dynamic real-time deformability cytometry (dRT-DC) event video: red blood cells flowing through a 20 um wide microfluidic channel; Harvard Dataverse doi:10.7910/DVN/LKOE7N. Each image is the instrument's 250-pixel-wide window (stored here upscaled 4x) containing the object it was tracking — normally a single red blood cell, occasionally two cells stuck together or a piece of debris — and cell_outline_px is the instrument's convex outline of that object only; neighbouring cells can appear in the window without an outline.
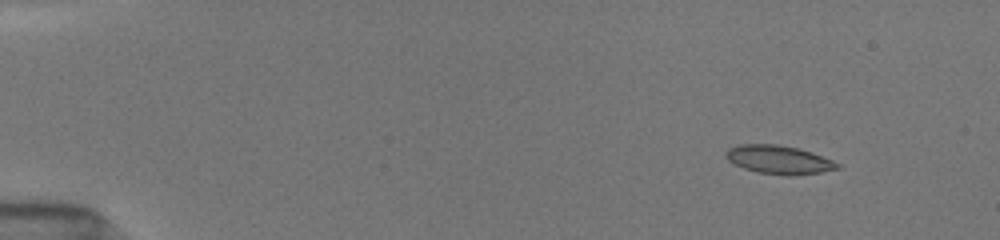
{"species": "common noctule bat (a hibernating species)", "species_latin": "Nyctalus noctula", "temperature_condition": "room temperature", "stored_images_in_passage": 6, "camera_frame_rate_fps": 3000, "um_per_image_px": 0.085, "animal": {"sex": "female", "body_mass_g": 19.5, "forearm_length_mm": 54.1}, "frame": {"image": 1, "passage_image": 1, "time_ms": 0.0, "image_size_px": [1000, 240], "cell_outline_px": [[840, 168], [820, 172], [788, 176], [760, 172], [744, 168], [728, 160], [724, 156], [724, 152], [728, 148], [740, 144], [776, 144], [796, 148], [812, 152], [832, 160], [840, 164]], "centroid_in_image_um": [66.18, 13.56], "position_along_channel_um": 18.8, "area_um2": 18.38}}